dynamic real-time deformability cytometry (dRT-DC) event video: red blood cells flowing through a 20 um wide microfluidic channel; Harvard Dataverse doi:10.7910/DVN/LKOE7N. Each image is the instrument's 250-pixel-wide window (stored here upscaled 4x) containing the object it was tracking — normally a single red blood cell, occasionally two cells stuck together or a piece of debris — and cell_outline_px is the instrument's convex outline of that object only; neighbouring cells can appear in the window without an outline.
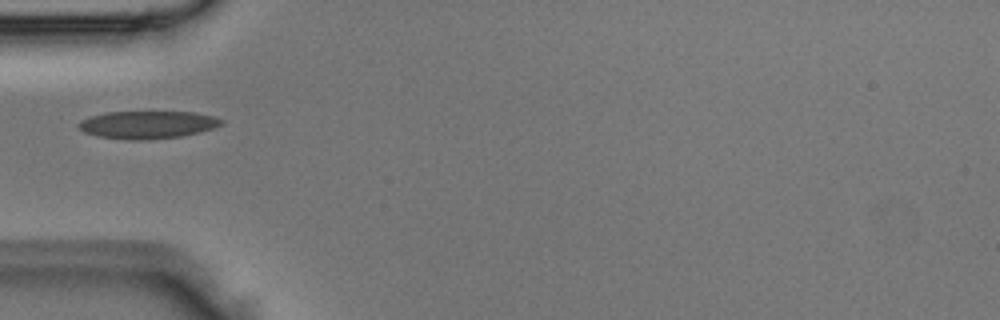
{"species": "Egyptian fruit bat (a non-hibernating species)", "species_latin": "Rousettus aegyptiacus", "temperature_condition": "room temperature", "stored_images_in_passage": 1, "camera_frame_rate_fps": 3000, "um_per_image_px": 0.085, "animal": {"sex": "male"}, "frame": {"image": 1, "passage_image": 1, "time_ms": 0.0, "image_size_px": [1000, 320], "cell_outline_px": [[224, 124], [216, 128], [200, 132], [180, 136], [144, 140], [132, 140], [100, 136], [84, 132], [76, 124], [80, 120], [88, 116], [108, 112], [196, 112], [212, 116], [224, 120]], "centroid_in_image_um": [12.56, 10.59], "position_along_channel_um": 72.4, "area_um2": 23.06}}